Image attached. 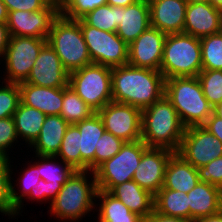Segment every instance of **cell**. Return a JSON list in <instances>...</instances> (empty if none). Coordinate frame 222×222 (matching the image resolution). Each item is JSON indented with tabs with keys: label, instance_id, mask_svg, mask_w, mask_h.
I'll return each instance as SVG.
<instances>
[{
	"label": "cell",
	"instance_id": "obj_1",
	"mask_svg": "<svg viewBox=\"0 0 222 222\" xmlns=\"http://www.w3.org/2000/svg\"><path fill=\"white\" fill-rule=\"evenodd\" d=\"M112 101L141 110L160 100L165 93V78L160 71L129 64L112 68Z\"/></svg>",
	"mask_w": 222,
	"mask_h": 222
},
{
	"label": "cell",
	"instance_id": "obj_2",
	"mask_svg": "<svg viewBox=\"0 0 222 222\" xmlns=\"http://www.w3.org/2000/svg\"><path fill=\"white\" fill-rule=\"evenodd\" d=\"M185 129L165 95L142 110L141 140L148 147L166 148L177 152Z\"/></svg>",
	"mask_w": 222,
	"mask_h": 222
},
{
	"label": "cell",
	"instance_id": "obj_3",
	"mask_svg": "<svg viewBox=\"0 0 222 222\" xmlns=\"http://www.w3.org/2000/svg\"><path fill=\"white\" fill-rule=\"evenodd\" d=\"M87 173L93 175L91 180L87 179L90 176ZM97 191L94 172L75 171L51 202L50 213L64 222H79L95 209Z\"/></svg>",
	"mask_w": 222,
	"mask_h": 222
},
{
	"label": "cell",
	"instance_id": "obj_4",
	"mask_svg": "<svg viewBox=\"0 0 222 222\" xmlns=\"http://www.w3.org/2000/svg\"><path fill=\"white\" fill-rule=\"evenodd\" d=\"M164 95L186 128L203 125L213 113V107L205 98L197 76L165 79Z\"/></svg>",
	"mask_w": 222,
	"mask_h": 222
},
{
	"label": "cell",
	"instance_id": "obj_5",
	"mask_svg": "<svg viewBox=\"0 0 222 222\" xmlns=\"http://www.w3.org/2000/svg\"><path fill=\"white\" fill-rule=\"evenodd\" d=\"M201 70L200 38L184 32L167 34L160 66L164 78L195 77Z\"/></svg>",
	"mask_w": 222,
	"mask_h": 222
},
{
	"label": "cell",
	"instance_id": "obj_6",
	"mask_svg": "<svg viewBox=\"0 0 222 222\" xmlns=\"http://www.w3.org/2000/svg\"><path fill=\"white\" fill-rule=\"evenodd\" d=\"M47 42L69 73L92 64L80 19L70 20L59 15L52 23Z\"/></svg>",
	"mask_w": 222,
	"mask_h": 222
},
{
	"label": "cell",
	"instance_id": "obj_7",
	"mask_svg": "<svg viewBox=\"0 0 222 222\" xmlns=\"http://www.w3.org/2000/svg\"><path fill=\"white\" fill-rule=\"evenodd\" d=\"M112 68L90 64L69 73L68 86L95 112L112 101Z\"/></svg>",
	"mask_w": 222,
	"mask_h": 222
},
{
	"label": "cell",
	"instance_id": "obj_8",
	"mask_svg": "<svg viewBox=\"0 0 222 222\" xmlns=\"http://www.w3.org/2000/svg\"><path fill=\"white\" fill-rule=\"evenodd\" d=\"M147 148L142 140L125 142L115 156L94 171L98 190L109 192L114 186L132 180Z\"/></svg>",
	"mask_w": 222,
	"mask_h": 222
},
{
	"label": "cell",
	"instance_id": "obj_9",
	"mask_svg": "<svg viewBox=\"0 0 222 222\" xmlns=\"http://www.w3.org/2000/svg\"><path fill=\"white\" fill-rule=\"evenodd\" d=\"M46 43L47 38L9 36L8 45L1 60H5L6 66V76L2 80L15 84L25 82L35 59Z\"/></svg>",
	"mask_w": 222,
	"mask_h": 222
},
{
	"label": "cell",
	"instance_id": "obj_10",
	"mask_svg": "<svg viewBox=\"0 0 222 222\" xmlns=\"http://www.w3.org/2000/svg\"><path fill=\"white\" fill-rule=\"evenodd\" d=\"M80 27L92 63L110 68L128 64V44L116 32L89 26L82 19Z\"/></svg>",
	"mask_w": 222,
	"mask_h": 222
},
{
	"label": "cell",
	"instance_id": "obj_11",
	"mask_svg": "<svg viewBox=\"0 0 222 222\" xmlns=\"http://www.w3.org/2000/svg\"><path fill=\"white\" fill-rule=\"evenodd\" d=\"M176 153L199 168L222 156V142L204 126H190L185 129Z\"/></svg>",
	"mask_w": 222,
	"mask_h": 222
},
{
	"label": "cell",
	"instance_id": "obj_12",
	"mask_svg": "<svg viewBox=\"0 0 222 222\" xmlns=\"http://www.w3.org/2000/svg\"><path fill=\"white\" fill-rule=\"evenodd\" d=\"M105 130L124 142L141 140L142 110L128 104L111 101L98 112Z\"/></svg>",
	"mask_w": 222,
	"mask_h": 222
},
{
	"label": "cell",
	"instance_id": "obj_13",
	"mask_svg": "<svg viewBox=\"0 0 222 222\" xmlns=\"http://www.w3.org/2000/svg\"><path fill=\"white\" fill-rule=\"evenodd\" d=\"M59 15L57 1H52L39 11H10L6 24L9 36L48 38L52 23Z\"/></svg>",
	"mask_w": 222,
	"mask_h": 222
},
{
	"label": "cell",
	"instance_id": "obj_14",
	"mask_svg": "<svg viewBox=\"0 0 222 222\" xmlns=\"http://www.w3.org/2000/svg\"><path fill=\"white\" fill-rule=\"evenodd\" d=\"M174 153L166 148L148 147L142 154L132 180L155 196L163 187L166 167Z\"/></svg>",
	"mask_w": 222,
	"mask_h": 222
},
{
	"label": "cell",
	"instance_id": "obj_15",
	"mask_svg": "<svg viewBox=\"0 0 222 222\" xmlns=\"http://www.w3.org/2000/svg\"><path fill=\"white\" fill-rule=\"evenodd\" d=\"M166 36L150 26L128 45V64L160 71Z\"/></svg>",
	"mask_w": 222,
	"mask_h": 222
},
{
	"label": "cell",
	"instance_id": "obj_16",
	"mask_svg": "<svg viewBox=\"0 0 222 222\" xmlns=\"http://www.w3.org/2000/svg\"><path fill=\"white\" fill-rule=\"evenodd\" d=\"M69 72L63 67L59 56L47 42L34 61L25 81L40 87L62 88L68 86Z\"/></svg>",
	"mask_w": 222,
	"mask_h": 222
},
{
	"label": "cell",
	"instance_id": "obj_17",
	"mask_svg": "<svg viewBox=\"0 0 222 222\" xmlns=\"http://www.w3.org/2000/svg\"><path fill=\"white\" fill-rule=\"evenodd\" d=\"M150 24L165 34L184 30L187 2L185 0H147Z\"/></svg>",
	"mask_w": 222,
	"mask_h": 222
},
{
	"label": "cell",
	"instance_id": "obj_18",
	"mask_svg": "<svg viewBox=\"0 0 222 222\" xmlns=\"http://www.w3.org/2000/svg\"><path fill=\"white\" fill-rule=\"evenodd\" d=\"M222 31V10L209 2L187 4L184 33L202 38Z\"/></svg>",
	"mask_w": 222,
	"mask_h": 222
},
{
	"label": "cell",
	"instance_id": "obj_19",
	"mask_svg": "<svg viewBox=\"0 0 222 222\" xmlns=\"http://www.w3.org/2000/svg\"><path fill=\"white\" fill-rule=\"evenodd\" d=\"M20 101L32 108H36L46 116L60 115L63 102V87H40L26 82L18 84Z\"/></svg>",
	"mask_w": 222,
	"mask_h": 222
},
{
	"label": "cell",
	"instance_id": "obj_20",
	"mask_svg": "<svg viewBox=\"0 0 222 222\" xmlns=\"http://www.w3.org/2000/svg\"><path fill=\"white\" fill-rule=\"evenodd\" d=\"M120 21L116 33L129 45L151 26L148 1L138 0L125 8L120 7Z\"/></svg>",
	"mask_w": 222,
	"mask_h": 222
},
{
	"label": "cell",
	"instance_id": "obj_21",
	"mask_svg": "<svg viewBox=\"0 0 222 222\" xmlns=\"http://www.w3.org/2000/svg\"><path fill=\"white\" fill-rule=\"evenodd\" d=\"M187 195L191 220L222 210V189L215 185L200 181Z\"/></svg>",
	"mask_w": 222,
	"mask_h": 222
},
{
	"label": "cell",
	"instance_id": "obj_22",
	"mask_svg": "<svg viewBox=\"0 0 222 222\" xmlns=\"http://www.w3.org/2000/svg\"><path fill=\"white\" fill-rule=\"evenodd\" d=\"M74 125L79 129L81 134V171L94 172L96 144H98L99 138H101L105 132L103 121L99 114L95 112L89 118H86Z\"/></svg>",
	"mask_w": 222,
	"mask_h": 222
},
{
	"label": "cell",
	"instance_id": "obj_23",
	"mask_svg": "<svg viewBox=\"0 0 222 222\" xmlns=\"http://www.w3.org/2000/svg\"><path fill=\"white\" fill-rule=\"evenodd\" d=\"M199 182L197 168L175 152L168 161L161 189L189 193Z\"/></svg>",
	"mask_w": 222,
	"mask_h": 222
},
{
	"label": "cell",
	"instance_id": "obj_24",
	"mask_svg": "<svg viewBox=\"0 0 222 222\" xmlns=\"http://www.w3.org/2000/svg\"><path fill=\"white\" fill-rule=\"evenodd\" d=\"M109 193L143 219L154 211V195L144 190L134 180L114 186Z\"/></svg>",
	"mask_w": 222,
	"mask_h": 222
},
{
	"label": "cell",
	"instance_id": "obj_25",
	"mask_svg": "<svg viewBox=\"0 0 222 222\" xmlns=\"http://www.w3.org/2000/svg\"><path fill=\"white\" fill-rule=\"evenodd\" d=\"M69 125L60 115L46 116L39 137L30 146L35 155L56 156Z\"/></svg>",
	"mask_w": 222,
	"mask_h": 222
},
{
	"label": "cell",
	"instance_id": "obj_26",
	"mask_svg": "<svg viewBox=\"0 0 222 222\" xmlns=\"http://www.w3.org/2000/svg\"><path fill=\"white\" fill-rule=\"evenodd\" d=\"M12 117L18 138L23 139L25 143L31 146L40 135L46 115L20 101Z\"/></svg>",
	"mask_w": 222,
	"mask_h": 222
},
{
	"label": "cell",
	"instance_id": "obj_27",
	"mask_svg": "<svg viewBox=\"0 0 222 222\" xmlns=\"http://www.w3.org/2000/svg\"><path fill=\"white\" fill-rule=\"evenodd\" d=\"M100 199V200H97ZM98 222H143L144 219L130 211L120 200L109 192L98 190L96 194ZM100 203V204H99ZM99 205V206H98Z\"/></svg>",
	"mask_w": 222,
	"mask_h": 222
},
{
	"label": "cell",
	"instance_id": "obj_28",
	"mask_svg": "<svg viewBox=\"0 0 222 222\" xmlns=\"http://www.w3.org/2000/svg\"><path fill=\"white\" fill-rule=\"evenodd\" d=\"M154 209L167 216L190 219L187 193L160 189L154 196Z\"/></svg>",
	"mask_w": 222,
	"mask_h": 222
},
{
	"label": "cell",
	"instance_id": "obj_29",
	"mask_svg": "<svg viewBox=\"0 0 222 222\" xmlns=\"http://www.w3.org/2000/svg\"><path fill=\"white\" fill-rule=\"evenodd\" d=\"M34 163L32 165L29 164L28 167L21 172V177L17 180L19 181V187L17 188L18 190L20 188L21 194L16 192V188L11 180V201L13 207L16 209V216L21 214L20 210L24 207L23 197L31 201L36 200V187L41 177L38 171V161Z\"/></svg>",
	"mask_w": 222,
	"mask_h": 222
},
{
	"label": "cell",
	"instance_id": "obj_30",
	"mask_svg": "<svg viewBox=\"0 0 222 222\" xmlns=\"http://www.w3.org/2000/svg\"><path fill=\"white\" fill-rule=\"evenodd\" d=\"M95 111L90 108L69 86L63 87L60 116L70 125L89 118Z\"/></svg>",
	"mask_w": 222,
	"mask_h": 222
},
{
	"label": "cell",
	"instance_id": "obj_31",
	"mask_svg": "<svg viewBox=\"0 0 222 222\" xmlns=\"http://www.w3.org/2000/svg\"><path fill=\"white\" fill-rule=\"evenodd\" d=\"M35 157L36 159L38 157L40 160H38V171L41 179L44 181L53 182V184H61L63 186L75 172L66 162L62 161L61 163H57L56 159L58 158L56 156L36 155Z\"/></svg>",
	"mask_w": 222,
	"mask_h": 222
},
{
	"label": "cell",
	"instance_id": "obj_32",
	"mask_svg": "<svg viewBox=\"0 0 222 222\" xmlns=\"http://www.w3.org/2000/svg\"><path fill=\"white\" fill-rule=\"evenodd\" d=\"M87 25L107 32H117L120 25V7L99 6L81 18Z\"/></svg>",
	"mask_w": 222,
	"mask_h": 222
},
{
	"label": "cell",
	"instance_id": "obj_33",
	"mask_svg": "<svg viewBox=\"0 0 222 222\" xmlns=\"http://www.w3.org/2000/svg\"><path fill=\"white\" fill-rule=\"evenodd\" d=\"M80 136L79 129L74 124L69 125L56 155L75 171H81Z\"/></svg>",
	"mask_w": 222,
	"mask_h": 222
},
{
	"label": "cell",
	"instance_id": "obj_34",
	"mask_svg": "<svg viewBox=\"0 0 222 222\" xmlns=\"http://www.w3.org/2000/svg\"><path fill=\"white\" fill-rule=\"evenodd\" d=\"M202 70H222V31L200 38Z\"/></svg>",
	"mask_w": 222,
	"mask_h": 222
},
{
	"label": "cell",
	"instance_id": "obj_35",
	"mask_svg": "<svg viewBox=\"0 0 222 222\" xmlns=\"http://www.w3.org/2000/svg\"><path fill=\"white\" fill-rule=\"evenodd\" d=\"M10 158L0 156V212L9 218L16 217V209L11 201L12 167ZM11 168V169H10Z\"/></svg>",
	"mask_w": 222,
	"mask_h": 222
},
{
	"label": "cell",
	"instance_id": "obj_36",
	"mask_svg": "<svg viewBox=\"0 0 222 222\" xmlns=\"http://www.w3.org/2000/svg\"><path fill=\"white\" fill-rule=\"evenodd\" d=\"M197 77L212 107L222 102V70H201Z\"/></svg>",
	"mask_w": 222,
	"mask_h": 222
},
{
	"label": "cell",
	"instance_id": "obj_37",
	"mask_svg": "<svg viewBox=\"0 0 222 222\" xmlns=\"http://www.w3.org/2000/svg\"><path fill=\"white\" fill-rule=\"evenodd\" d=\"M106 4L107 0H61L60 15L70 20H78L88 12Z\"/></svg>",
	"mask_w": 222,
	"mask_h": 222
},
{
	"label": "cell",
	"instance_id": "obj_38",
	"mask_svg": "<svg viewBox=\"0 0 222 222\" xmlns=\"http://www.w3.org/2000/svg\"><path fill=\"white\" fill-rule=\"evenodd\" d=\"M124 141L105 130L98 144L94 156V171L105 161L115 156L124 145Z\"/></svg>",
	"mask_w": 222,
	"mask_h": 222
},
{
	"label": "cell",
	"instance_id": "obj_39",
	"mask_svg": "<svg viewBox=\"0 0 222 222\" xmlns=\"http://www.w3.org/2000/svg\"><path fill=\"white\" fill-rule=\"evenodd\" d=\"M3 83H5V86H3ZM19 103V85L2 81V86L0 85V119L12 117Z\"/></svg>",
	"mask_w": 222,
	"mask_h": 222
},
{
	"label": "cell",
	"instance_id": "obj_40",
	"mask_svg": "<svg viewBox=\"0 0 222 222\" xmlns=\"http://www.w3.org/2000/svg\"><path fill=\"white\" fill-rule=\"evenodd\" d=\"M18 139L13 117L0 119V156L9 158L7 152Z\"/></svg>",
	"mask_w": 222,
	"mask_h": 222
},
{
	"label": "cell",
	"instance_id": "obj_41",
	"mask_svg": "<svg viewBox=\"0 0 222 222\" xmlns=\"http://www.w3.org/2000/svg\"><path fill=\"white\" fill-rule=\"evenodd\" d=\"M200 181L210 183L222 189V156L197 168Z\"/></svg>",
	"mask_w": 222,
	"mask_h": 222
},
{
	"label": "cell",
	"instance_id": "obj_42",
	"mask_svg": "<svg viewBox=\"0 0 222 222\" xmlns=\"http://www.w3.org/2000/svg\"><path fill=\"white\" fill-rule=\"evenodd\" d=\"M10 11H39L45 9L53 0H2Z\"/></svg>",
	"mask_w": 222,
	"mask_h": 222
},
{
	"label": "cell",
	"instance_id": "obj_43",
	"mask_svg": "<svg viewBox=\"0 0 222 222\" xmlns=\"http://www.w3.org/2000/svg\"><path fill=\"white\" fill-rule=\"evenodd\" d=\"M61 188V184H53V182H47L40 179L36 187V201L43 202L45 200L44 202H46V200H51L52 202L56 198Z\"/></svg>",
	"mask_w": 222,
	"mask_h": 222
},
{
	"label": "cell",
	"instance_id": "obj_44",
	"mask_svg": "<svg viewBox=\"0 0 222 222\" xmlns=\"http://www.w3.org/2000/svg\"><path fill=\"white\" fill-rule=\"evenodd\" d=\"M222 142V119L212 113L202 125Z\"/></svg>",
	"mask_w": 222,
	"mask_h": 222
},
{
	"label": "cell",
	"instance_id": "obj_45",
	"mask_svg": "<svg viewBox=\"0 0 222 222\" xmlns=\"http://www.w3.org/2000/svg\"><path fill=\"white\" fill-rule=\"evenodd\" d=\"M143 222H194V220L163 215L154 209Z\"/></svg>",
	"mask_w": 222,
	"mask_h": 222
},
{
	"label": "cell",
	"instance_id": "obj_46",
	"mask_svg": "<svg viewBox=\"0 0 222 222\" xmlns=\"http://www.w3.org/2000/svg\"><path fill=\"white\" fill-rule=\"evenodd\" d=\"M9 33L7 25L0 23V60L3 58L5 49L8 45Z\"/></svg>",
	"mask_w": 222,
	"mask_h": 222
},
{
	"label": "cell",
	"instance_id": "obj_47",
	"mask_svg": "<svg viewBox=\"0 0 222 222\" xmlns=\"http://www.w3.org/2000/svg\"><path fill=\"white\" fill-rule=\"evenodd\" d=\"M194 222H222V210L214 215L197 218Z\"/></svg>",
	"mask_w": 222,
	"mask_h": 222
},
{
	"label": "cell",
	"instance_id": "obj_48",
	"mask_svg": "<svg viewBox=\"0 0 222 222\" xmlns=\"http://www.w3.org/2000/svg\"><path fill=\"white\" fill-rule=\"evenodd\" d=\"M138 0H107V4L115 7H127L134 4Z\"/></svg>",
	"mask_w": 222,
	"mask_h": 222
},
{
	"label": "cell",
	"instance_id": "obj_49",
	"mask_svg": "<svg viewBox=\"0 0 222 222\" xmlns=\"http://www.w3.org/2000/svg\"><path fill=\"white\" fill-rule=\"evenodd\" d=\"M8 9L4 2L0 0V23L7 24L8 21Z\"/></svg>",
	"mask_w": 222,
	"mask_h": 222
},
{
	"label": "cell",
	"instance_id": "obj_50",
	"mask_svg": "<svg viewBox=\"0 0 222 222\" xmlns=\"http://www.w3.org/2000/svg\"><path fill=\"white\" fill-rule=\"evenodd\" d=\"M213 113L222 119V102L213 107Z\"/></svg>",
	"mask_w": 222,
	"mask_h": 222
},
{
	"label": "cell",
	"instance_id": "obj_51",
	"mask_svg": "<svg viewBox=\"0 0 222 222\" xmlns=\"http://www.w3.org/2000/svg\"><path fill=\"white\" fill-rule=\"evenodd\" d=\"M209 3L218 9L222 10V0H209Z\"/></svg>",
	"mask_w": 222,
	"mask_h": 222
},
{
	"label": "cell",
	"instance_id": "obj_52",
	"mask_svg": "<svg viewBox=\"0 0 222 222\" xmlns=\"http://www.w3.org/2000/svg\"><path fill=\"white\" fill-rule=\"evenodd\" d=\"M187 4L189 3H206L209 2V0H185Z\"/></svg>",
	"mask_w": 222,
	"mask_h": 222
}]
</instances>
